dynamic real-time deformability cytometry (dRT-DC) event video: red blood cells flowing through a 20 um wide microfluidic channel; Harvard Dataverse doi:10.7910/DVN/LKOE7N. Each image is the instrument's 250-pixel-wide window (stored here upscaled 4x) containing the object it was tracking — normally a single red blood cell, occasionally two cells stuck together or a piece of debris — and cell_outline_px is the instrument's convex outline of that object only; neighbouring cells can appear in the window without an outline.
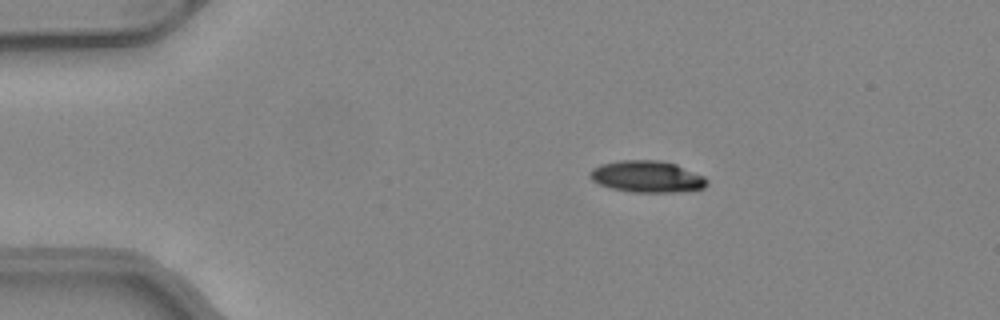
{"species": "common noctule bat (a hibernating species)", "species_latin": "Nyctalus noctula", "temperature_condition": "warm", "stored_images_in_passage": 41, "camera_frame_rate_fps": 3000, "um_per_image_px": 0.085, "animal": {"sex": "female", "body_mass_g": 24.6, "forearm_length_mm": 56.2}, "frame": {"image": 1, "passage_image": 1, "time_ms": 0.0, "image_size_px": [1000, 320], "cell_outline_px": [[708, 184], [704, 188], [676, 192], [632, 192], [612, 188], [600, 184], [592, 180], [588, 176], [588, 172], [592, 168], [600, 164], [620, 160], [660, 160], [676, 164], [704, 176], [708, 180]], "centroid_in_image_um": [54.99, 15.0], "position_along_channel_um": 30.0, "area_um2": 21.68}}
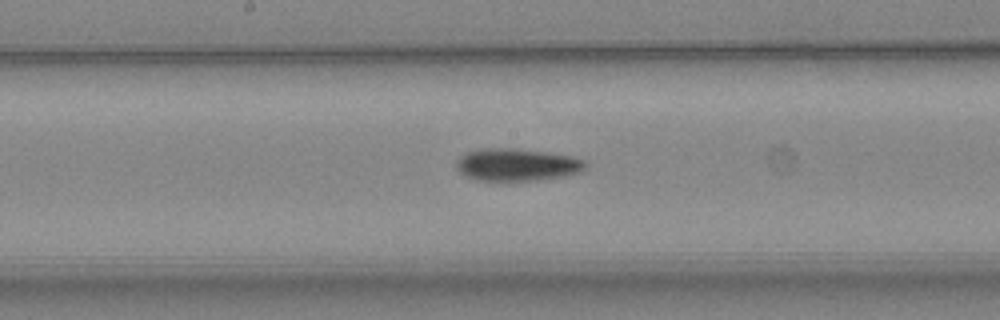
{"frame": {"image": 2, "passage_image": 18, "time_ms": 5.667, "image_size_px": [1000, 320], "cell_outline_px": [[588, 164], [580, 172], [564, 176], [536, 180], [476, 180], [464, 176], [456, 168], [456, 160], [464, 152], [480, 148], [512, 148], [544, 152], [572, 156], [584, 160]], "centroid_in_image_um": [43.89, 13.99], "position_along_channel_um": 204.3, "area_um2": 24.45}}
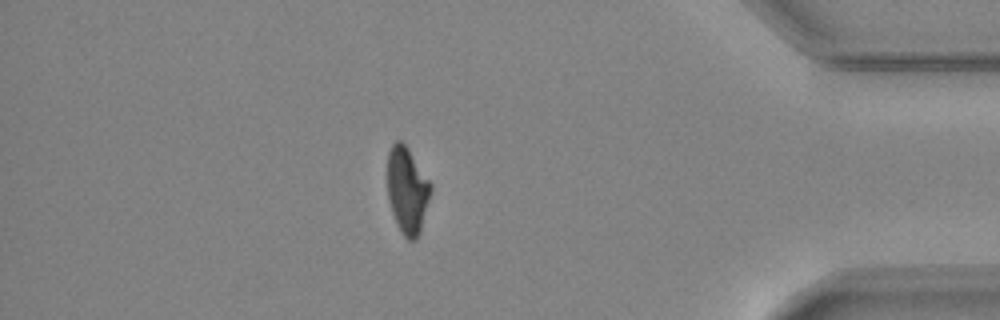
{"frame": {"image": 3, "passage_image": 35, "time_ms": 11.333, "image_size_px": [1000, 320], "cell_outline_px": [[432, 192], [420, 232], [416, 240], [408, 240], [400, 232], [396, 224], [388, 200], [388, 152], [392, 144], [396, 140], [400, 140], [408, 148], [432, 184]], "centroid_in_image_um": [34.63, 16.2], "position_along_channel_um": 400.6, "area_um2": 22.02}, "authors_computed_cell_mechanics": {"area_um2": 23.12, "velocity_mm_per_s": 4.1369, "shape_relaxation_time_tau1_ms": 6.3284, "shape_relaxation_time_tau2_ms": null, "deformation_change_tau1": 0.1951, "deformation_change_tau2": null}}